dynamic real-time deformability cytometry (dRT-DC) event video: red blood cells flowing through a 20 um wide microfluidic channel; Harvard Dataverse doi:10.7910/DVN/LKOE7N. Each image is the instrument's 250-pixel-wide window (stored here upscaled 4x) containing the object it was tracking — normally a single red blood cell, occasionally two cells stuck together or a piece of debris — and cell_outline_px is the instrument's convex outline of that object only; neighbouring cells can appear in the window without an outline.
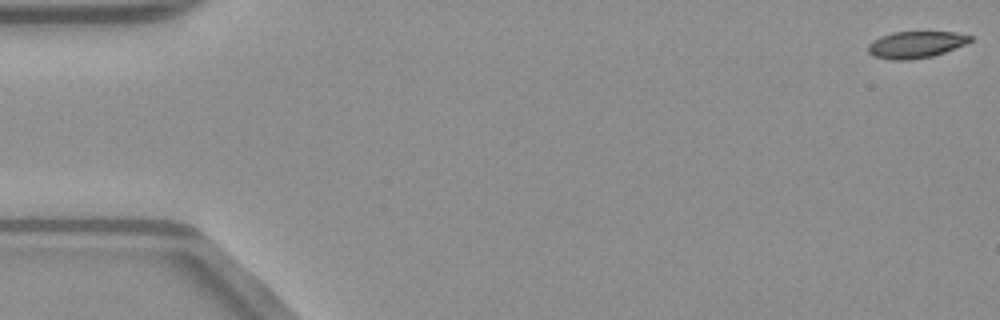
{"species": "common noctule bat (a hibernating species)", "species_latin": "Nyctalus noctula", "temperature_condition": "warm", "stored_images_in_passage": 52, "camera_frame_rate_fps": 3000, "um_per_image_px": 0.085, "animal": {"sex": "male", "body_mass_g": 23.1, "forearm_length_mm": 52.7}, "frame": {"image": 1, "passage_image": 1, "time_ms": 0.0, "image_size_px": [1000, 320], "cell_outline_px": [[972, 40], [964, 44], [944, 52], [932, 56], [908, 60], [892, 60], [872, 56], [868, 52], [868, 44], [872, 40], [880, 36], [892, 32], [956, 32], [972, 36]], "centroid_in_image_um": [77.79, 3.79], "position_along_channel_um": 7.2, "area_um2": 15.9}}
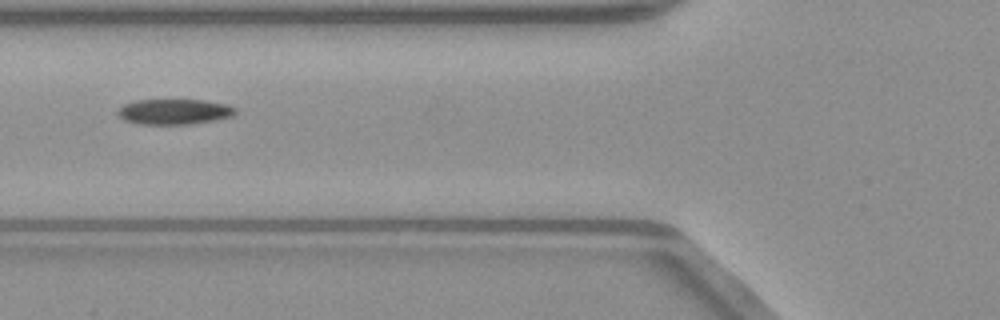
{"frame": {"image": 2, "passage_image": 20, "time_ms": 6.333, "image_size_px": [1000, 320], "cell_outline_px": [[236, 116], [188, 124], [140, 124], [124, 120], [116, 112], [124, 104], [132, 100], [204, 100], [228, 104], [236, 108]], "centroid_in_image_um": [14.83, 9.48], "position_along_channel_um": 111.0, "area_um2": 17.46}}
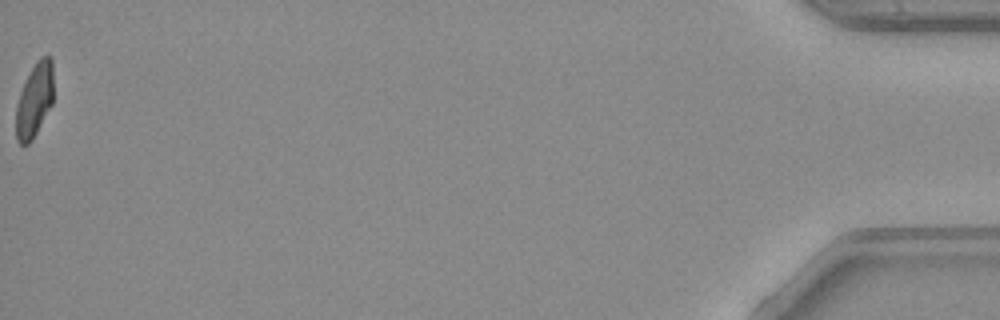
{"frame": {"image": 3, "passage_image": 52, "time_ms": 17.0, "image_size_px": [1000, 320], "cell_outline_px": [[52, 104], [32, 140], [28, 144], [20, 144], [16, 140], [16, 104], [20, 92], [36, 60], [40, 56], [52, 56]], "centroid_in_image_um": [2.92, 8.51], "position_along_channel_um": 432.3, "area_um2": 16.01}, "authors_computed_cell_mechanics": {"area_um2": 17.4556, "velocity_mm_per_s": 4.0395, "shape_relaxation_time_tau1_ms": 9.0918, "shape_relaxation_time_tau2_ms": 5.4711, "deformation_change_tau1": 0.2222, "deformation_change_tau2": 0.105}}